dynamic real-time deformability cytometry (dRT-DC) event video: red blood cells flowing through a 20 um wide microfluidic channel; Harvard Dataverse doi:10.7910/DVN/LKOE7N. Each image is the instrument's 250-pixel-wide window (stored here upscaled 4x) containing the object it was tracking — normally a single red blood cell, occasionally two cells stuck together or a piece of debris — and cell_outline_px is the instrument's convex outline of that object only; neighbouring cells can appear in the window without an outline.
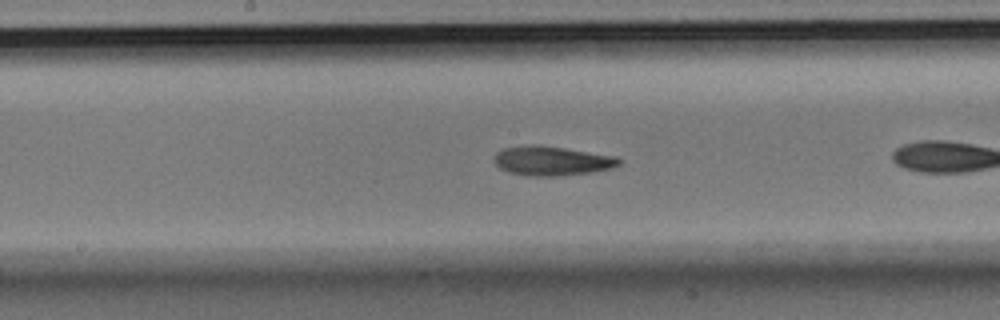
{"species": "Egyptian fruit bat (a non-hibernating species)", "species_latin": "Rousettus aegyptiacus", "temperature_condition": "room temperature", "stored_images_in_passage": 27, "camera_frame_rate_fps": 3000, "um_per_image_px": 0.085, "animal": {"sex": "male"}, "frame": {"image": 1, "passage_image": 12, "time_ms": 3.667, "image_size_px": [1000, 320], "cell_outline_px": [[624, 160], [620, 164], [612, 168], [588, 172], [560, 176], [528, 176], [508, 172], [500, 168], [492, 160], [496, 152], [504, 148], [532, 144], [540, 144], [616, 156]], "centroid_in_image_um": [46.9, 13.66], "position_along_channel_um": 201.3, "area_um2": 21.56}}